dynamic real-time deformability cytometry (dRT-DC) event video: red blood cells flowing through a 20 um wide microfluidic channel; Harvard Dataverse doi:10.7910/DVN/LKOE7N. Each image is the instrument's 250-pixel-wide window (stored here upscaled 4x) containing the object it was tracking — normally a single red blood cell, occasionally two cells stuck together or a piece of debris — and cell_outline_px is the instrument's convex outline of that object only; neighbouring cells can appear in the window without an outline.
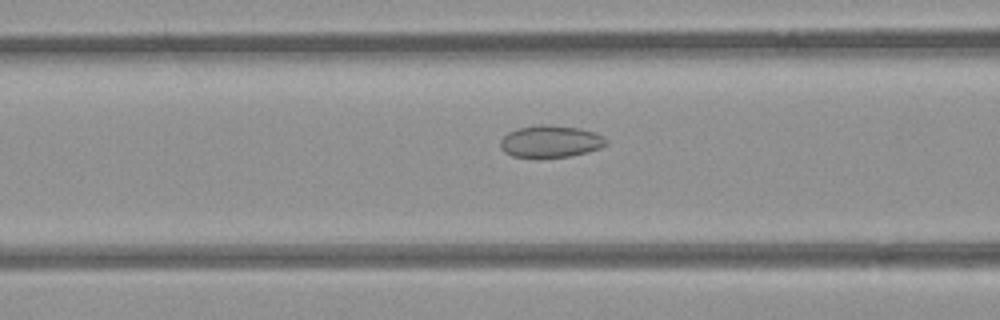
{"species": "common noctule bat (a hibernating species)", "species_latin": "Nyctalus noctula", "temperature_condition": "room temperature", "stored_images_in_passage": 40, "camera_frame_rate_fps": 3000, "um_per_image_px": 0.085, "animal": {"sex": "female", "body_mass_g": 21.9}, "frame": {"image": 1, "passage_image": 15, "time_ms": 4.667, "image_size_px": [1000, 320], "cell_outline_px": [[608, 144], [600, 148], [588, 152], [572, 156], [512, 156], [504, 152], [500, 148], [500, 140], [508, 132], [516, 128], [536, 124], [548, 124], [580, 128], [596, 132], [604, 136], [608, 140]], "centroid_in_image_um": [46.82, 11.99], "position_along_channel_um": 119.8, "area_um2": 19.88}}
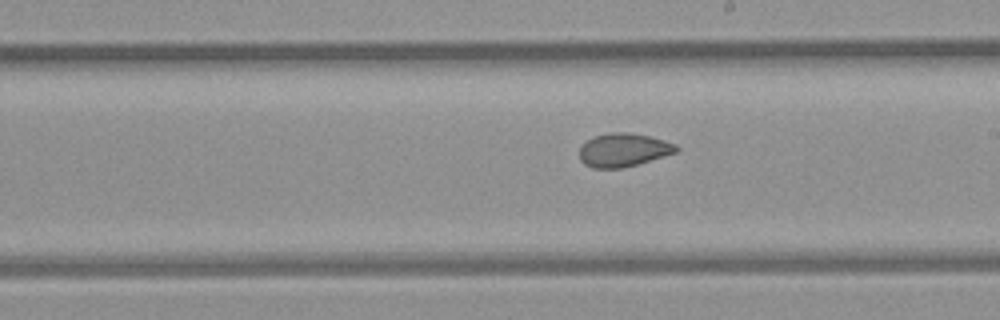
{"frame": {"image": 2, "passage_image": 24, "time_ms": 7.667, "image_size_px": [1000, 320], "cell_outline_px": [[680, 148], [676, 152], [636, 164], [620, 168], [592, 168], [584, 164], [580, 160], [580, 148], [588, 140], [596, 136], [612, 132], [628, 132], [652, 136], [676, 144]], "centroid_in_image_um": [53.0, 12.74], "position_along_channel_um": 236.0, "area_um2": 18.67}}
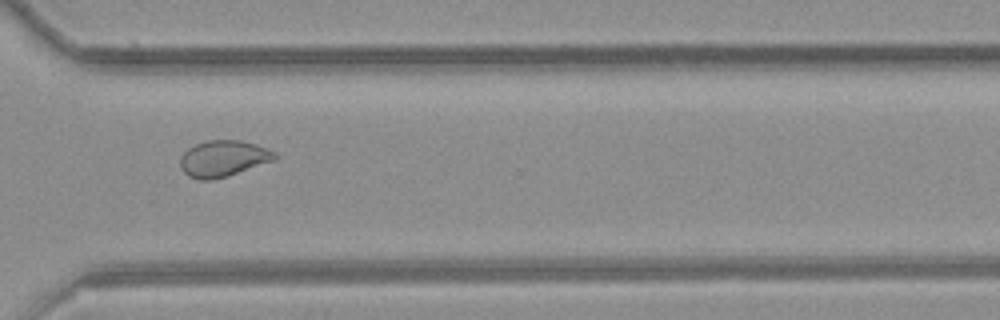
{"frame": {"image": 3, "passage_image": 33, "time_ms": 10.667, "image_size_px": [1000, 320], "cell_outline_px": [[280, 156], [276, 160], [228, 176], [212, 180], [200, 180], [188, 176], [180, 168], [180, 156], [188, 148], [196, 144], [208, 140], [240, 140], [256, 144], [276, 152]], "centroid_in_image_um": [19.0, 13.48], "position_along_channel_um": 351.6, "area_um2": 20.23}, "authors_computed_cell_mechanics": {"area_um2": 20.2011, "velocity_mm_per_s": 3.8646, "shape_relaxation_time_tau1_ms": null, "shape_relaxation_time_tau2_ms": 1.1609, "deformation_change_tau1": null, "deformation_change_tau2": 0.0507}}